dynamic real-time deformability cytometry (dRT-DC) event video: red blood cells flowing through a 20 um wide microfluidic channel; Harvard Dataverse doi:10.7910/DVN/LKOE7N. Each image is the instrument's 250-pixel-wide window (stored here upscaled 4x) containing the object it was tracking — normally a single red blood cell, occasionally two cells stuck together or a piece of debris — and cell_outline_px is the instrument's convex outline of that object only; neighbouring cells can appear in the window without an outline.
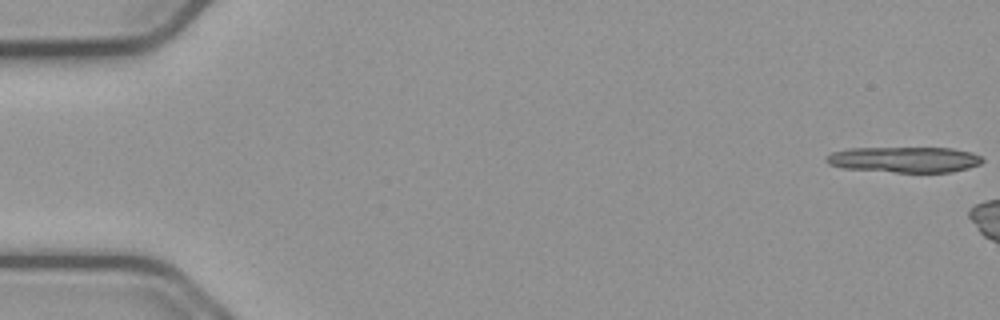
{"species": "common noctule bat (a hibernating species)", "species_latin": "Nyctalus noctula", "temperature_condition": "cold", "stored_images_in_passage": 5, "camera_frame_rate_fps": 3000, "um_per_image_px": 0.085, "animal": {"sex": "male", "body_mass_g": 23.1, "forearm_length_mm": 52.7}, "frame": {"image": 1, "passage_image": 1, "time_ms": 0.0, "image_size_px": [1000, 320], "cell_outline_px": [[984, 160], [980, 164], [968, 168], [952, 172], [896, 172], [844, 168], [828, 164], [824, 160], [832, 152], [848, 148], [952, 148], [972, 152], [980, 156]], "centroid_in_image_um": [76.89, 13.56], "position_along_channel_um": 8.1, "area_um2": 23.35}}